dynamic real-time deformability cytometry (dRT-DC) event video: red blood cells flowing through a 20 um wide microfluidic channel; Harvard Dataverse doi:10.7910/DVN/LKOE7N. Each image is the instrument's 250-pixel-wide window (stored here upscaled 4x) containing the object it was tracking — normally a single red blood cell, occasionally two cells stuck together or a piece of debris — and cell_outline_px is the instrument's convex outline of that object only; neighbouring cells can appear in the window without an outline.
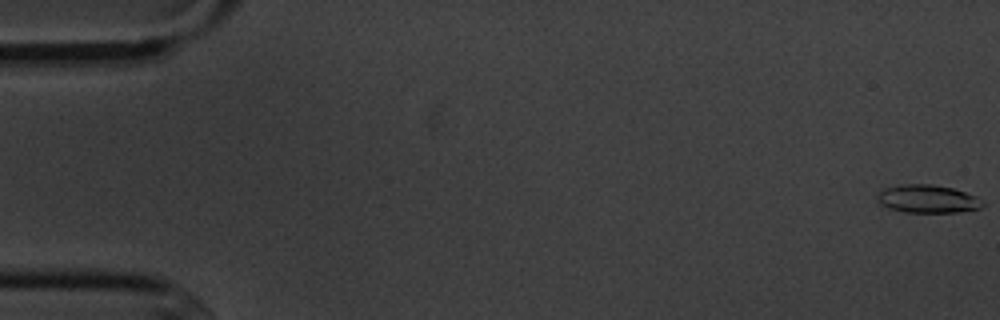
{"species": "common noctule bat (a hibernating species)", "species_latin": "Nyctalus noctula", "temperature_condition": "cold", "stored_images_in_passage": 6, "camera_frame_rate_fps": 3000, "um_per_image_px": 0.085, "animal": {"sex": "male", "body_mass_g": 20.1, "forearm_length_mm": 53.5}, "frame": {"image": 1, "passage_image": 1, "time_ms": 0.0, "image_size_px": [1000, 320], "cell_outline_px": [[984, 204], [980, 208], [960, 212], [904, 212], [888, 208], [880, 204], [876, 200], [880, 192], [884, 188], [900, 184], [932, 184], [952, 188], [976, 196], [984, 200]], "centroid_in_image_um": [78.85, 16.91], "position_along_channel_um": 6.2, "area_um2": 17.28}}